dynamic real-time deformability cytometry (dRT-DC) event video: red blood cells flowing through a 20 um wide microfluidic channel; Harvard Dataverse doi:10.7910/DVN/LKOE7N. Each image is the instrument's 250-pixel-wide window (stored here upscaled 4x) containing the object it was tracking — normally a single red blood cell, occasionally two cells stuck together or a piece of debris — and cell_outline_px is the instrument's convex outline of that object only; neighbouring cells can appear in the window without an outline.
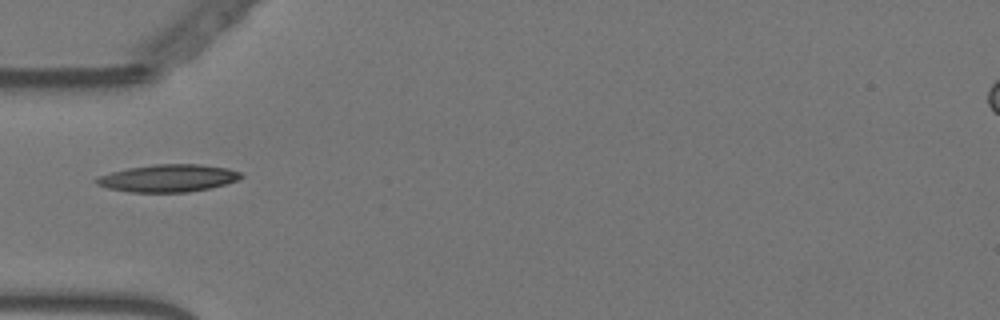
{"species": "Egyptian fruit bat (a non-hibernating species)", "species_latin": "Rousettus aegyptiacus", "temperature_condition": "warm", "stored_images_in_passage": 36, "camera_frame_rate_fps": 3000, "um_per_image_px": 0.085, "animal": {"sex": "female"}, "frame": {"image": 1, "passage_image": 1, "time_ms": 0.0, "image_size_px": [1000, 320], "cell_outline_px": [[244, 176], [236, 180], [224, 184], [208, 188], [188, 192], [132, 192], [108, 188], [96, 184], [92, 180], [96, 176], [128, 168], [152, 164], [200, 164], [228, 168], [240, 172]], "centroid_in_image_um": [14.25, 15.13], "position_along_channel_um": 70.8, "area_um2": 23.12}}
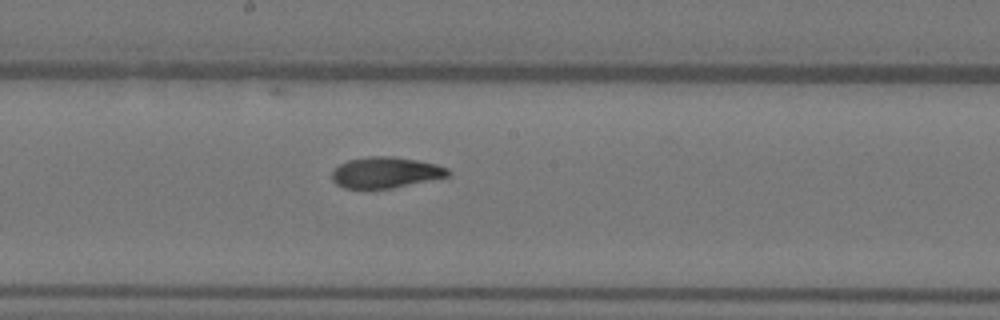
{"frame": {"image": 2, "passage_image": 13, "time_ms": 4.0, "image_size_px": [1000, 320], "cell_outline_px": [[452, 172], [448, 176], [392, 188], [344, 188], [336, 184], [332, 180], [332, 172], [340, 164], [348, 160], [368, 156], [392, 156], [416, 160], [436, 164], [448, 168]], "centroid_in_image_um": [32.77, 14.65], "position_along_channel_um": 215.4, "area_um2": 20.81}}
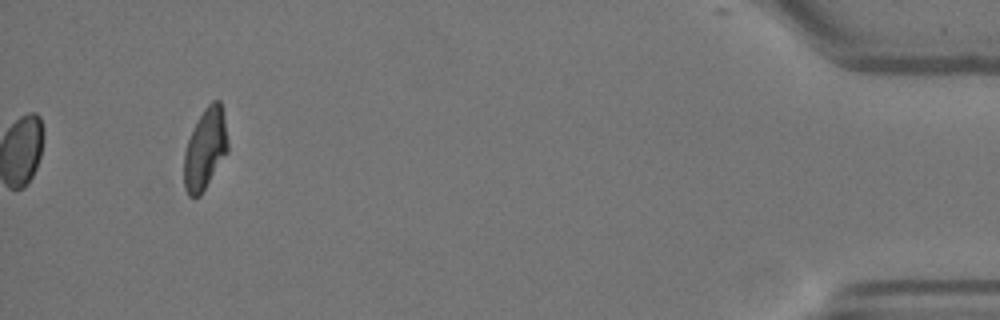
{"frame": {"image": 3, "passage_image": 36, "time_ms": 11.667, "image_size_px": [1000, 320], "cell_outline_px": [[228, 152], [200, 196], [188, 196], [184, 188], [184, 152], [188, 140], [204, 108], [212, 100], [220, 100], [224, 120], [228, 144]], "centroid_in_image_um": [17.43, 12.69], "position_along_channel_um": 417.8, "area_um2": 20.4}, "authors_computed_cell_mechanics": {"area_um2": 21.1837, "velocity_mm_per_s": 3.5762, "shape_relaxation_time_tau1_ms": 5.1455, "shape_relaxation_time_tau2_ms": 1.6702, "deformation_change_tau1": 0.207, "deformation_change_tau2": 0.0764}}